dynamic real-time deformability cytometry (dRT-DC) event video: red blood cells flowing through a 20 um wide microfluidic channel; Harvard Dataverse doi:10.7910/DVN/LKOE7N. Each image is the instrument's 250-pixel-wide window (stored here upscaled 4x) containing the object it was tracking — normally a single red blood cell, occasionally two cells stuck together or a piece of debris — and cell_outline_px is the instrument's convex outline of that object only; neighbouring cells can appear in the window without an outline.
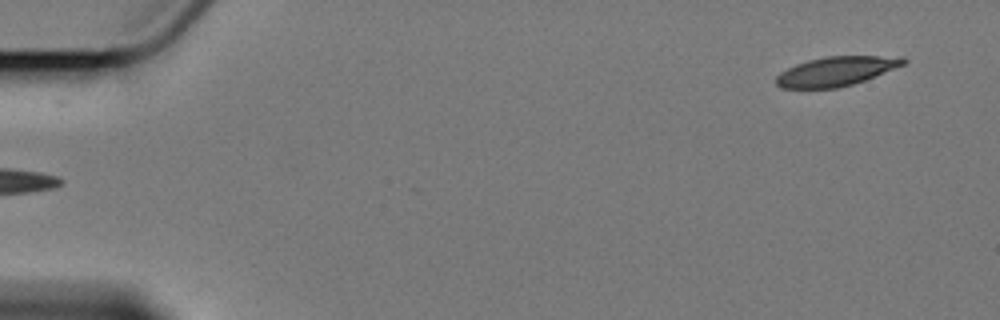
{"species": "Egyptian fruit bat (a non-hibernating species)", "species_latin": "Rousettus aegyptiacus", "temperature_condition": "cold", "stored_images_in_passage": 4, "camera_frame_rate_fps": 3000, "um_per_image_px": 0.085, "animal": {"sex": "female"}, "frame": {"image": 1, "passage_image": 4, "time_ms": 4.333, "image_size_px": [1000, 320], "cell_outline_px": [[908, 60], [904, 64], [864, 80], [852, 84], [836, 88], [780, 88], [776, 84], [776, 76], [780, 72], [796, 64], [808, 60], [824, 56], [904, 56]], "centroid_in_image_um": [71.06, 6.05], "position_along_channel_um": 13.9, "area_um2": 21.62}}